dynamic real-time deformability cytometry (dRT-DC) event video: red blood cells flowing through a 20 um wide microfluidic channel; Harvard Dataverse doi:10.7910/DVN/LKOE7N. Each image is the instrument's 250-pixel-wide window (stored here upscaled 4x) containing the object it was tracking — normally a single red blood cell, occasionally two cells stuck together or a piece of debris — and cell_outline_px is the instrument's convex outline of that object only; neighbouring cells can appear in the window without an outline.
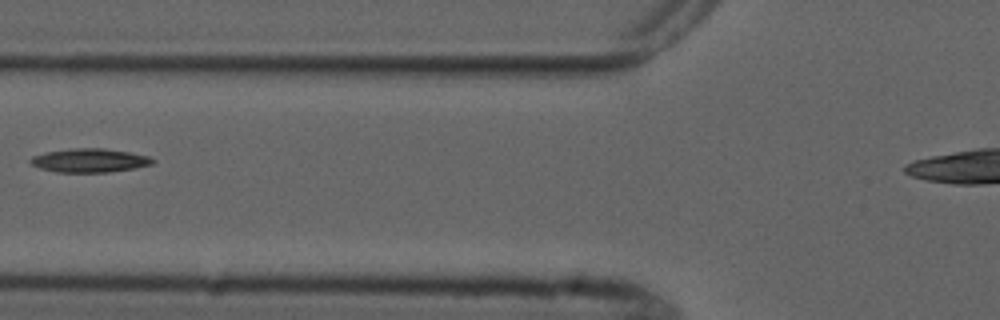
{"species": "common noctule bat (a hibernating species)", "species_latin": "Nyctalus noctula", "temperature_condition": "cold", "stored_images_in_passage": 4, "camera_frame_rate_fps": 3000, "um_per_image_px": 0.085, "animal": {"sex": "male", "forearm_length_mm": 52.5}, "frame": {"image": 1, "passage_image": 3, "time_ms": 2.333, "image_size_px": [1000, 320], "cell_outline_px": [[156, 160], [152, 164], [136, 168], [108, 172], [56, 172], [40, 168], [32, 164], [28, 160], [32, 156], [48, 152], [76, 148], [104, 148], [128, 152], [148, 156]], "centroid_in_image_um": [7.63, 13.64], "position_along_channel_um": 118.2, "area_um2": 16.76}}
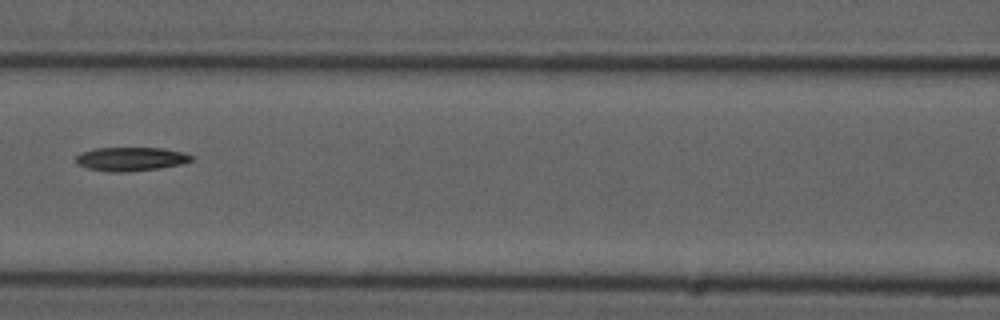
{"frame": {"image": 2, "passage_image": 4, "time_ms": 3.333, "image_size_px": [1000, 320], "cell_outline_px": [[192, 160], [180, 164], [160, 168], [124, 172], [112, 172], [88, 168], [76, 164], [76, 156], [84, 152], [96, 148], [160, 148], [184, 152], [192, 156]], "centroid_in_image_um": [11.12, 13.51], "position_along_channel_um": 155.5, "area_um2": 15.78}}